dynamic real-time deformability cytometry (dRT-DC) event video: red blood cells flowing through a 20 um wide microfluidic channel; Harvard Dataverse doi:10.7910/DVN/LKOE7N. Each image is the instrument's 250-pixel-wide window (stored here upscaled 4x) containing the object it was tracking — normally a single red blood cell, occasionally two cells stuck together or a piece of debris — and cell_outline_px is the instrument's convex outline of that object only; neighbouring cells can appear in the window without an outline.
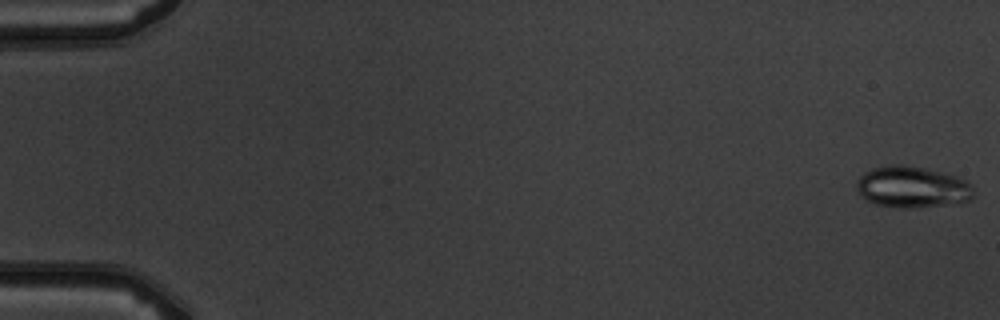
{"species": "common noctule bat (a hibernating species)", "species_latin": "Nyctalus noctula", "temperature_condition": "warm", "stored_images_in_passage": 6, "camera_frame_rate_fps": 3000, "um_per_image_px": 0.085, "animal": {"sex": "male", "body_mass_g": 19.5, "forearm_length_mm": 54.6}, "frame": {"image": 1, "passage_image": 1, "time_ms": 0.0, "image_size_px": [1000, 320], "cell_outline_px": [[972, 196], [968, 200], [960, 204], [912, 208], [896, 208], [876, 204], [868, 200], [856, 188], [856, 180], [864, 172], [872, 168], [892, 164], [900, 164], [924, 168], [944, 172], [956, 176], [972, 184]], "centroid_in_image_um": [77.55, 15.9], "position_along_channel_um": 7.4, "area_um2": 28.44}}